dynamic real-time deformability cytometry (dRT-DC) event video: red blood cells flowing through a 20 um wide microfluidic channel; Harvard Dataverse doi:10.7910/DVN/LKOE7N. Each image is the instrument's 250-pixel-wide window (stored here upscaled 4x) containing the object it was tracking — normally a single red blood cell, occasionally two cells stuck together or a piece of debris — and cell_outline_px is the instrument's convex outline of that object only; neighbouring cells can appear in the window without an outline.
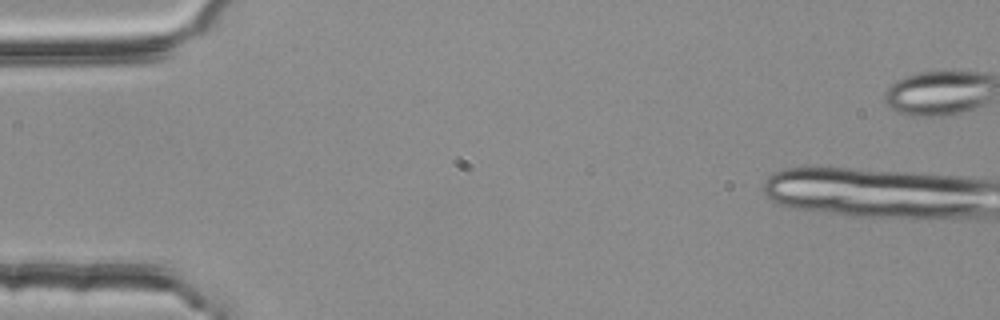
{"species": "common noctule bat (a hibernating species)", "species_latin": "Nyctalus noctula", "temperature_condition": "room temperature", "stored_images_in_passage": 14, "camera_frame_rate_fps": 3000, "um_per_image_px": 0.085, "animal": {"sex": "female", "body_mass_g": 25.1}, "frame": {"image": 1, "passage_image": 1, "time_ms": 0.0, "image_size_px": [1000, 320], "cell_outline_px": [[972, 184], [964, 208], [932, 212], [908, 212], [848, 208], [792, 200], [780, 176], [788, 172], [848, 172], [908, 176], [956, 180]], "centroid_in_image_um": [74.55, 16.26], "position_along_channel_um": 10.4, "area_um2": 43.7}}